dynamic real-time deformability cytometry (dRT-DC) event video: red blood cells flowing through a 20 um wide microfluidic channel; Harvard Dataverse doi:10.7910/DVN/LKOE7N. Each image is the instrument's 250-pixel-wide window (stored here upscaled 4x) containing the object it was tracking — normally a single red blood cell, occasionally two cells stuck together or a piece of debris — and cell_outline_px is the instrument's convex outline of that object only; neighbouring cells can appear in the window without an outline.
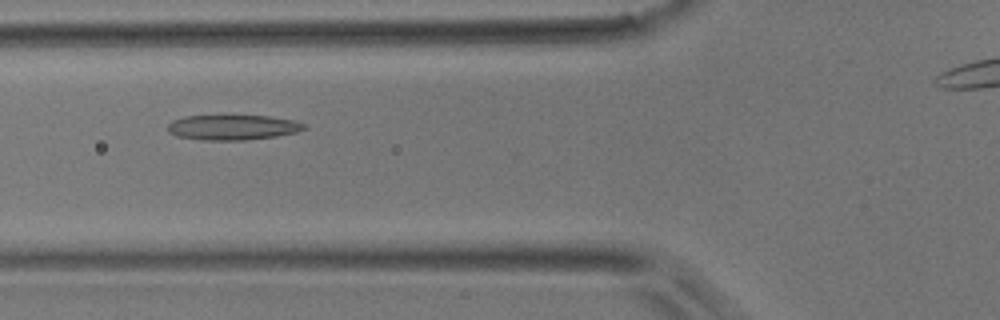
{"species": "common noctule bat (a hibernating species)", "species_latin": "Nyctalus noctula", "temperature_condition": "room temperature", "stored_images_in_passage": 42, "camera_frame_rate_fps": 3000, "um_per_image_px": 0.085, "animal": {"sex": "male", "body_mass_g": 17.9}, "frame": {"image": 1, "passage_image": 16, "time_ms": 5.0, "image_size_px": [1000, 320], "cell_outline_px": [[308, 128], [296, 132], [276, 136], [244, 140], [200, 140], [176, 136], [168, 132], [168, 124], [172, 120], [184, 116], [268, 116], [292, 120], [304, 124]], "centroid_in_image_um": [19.74, 10.83], "position_along_channel_um": 106.1, "area_um2": 19.88}}
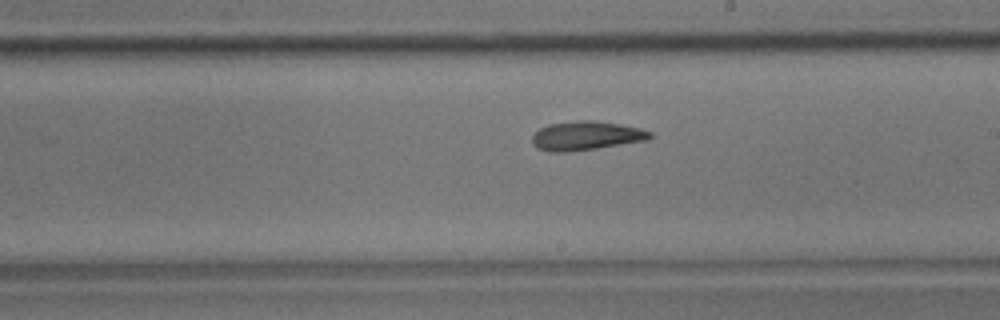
{"frame": {"image": 2, "passage_image": 26, "time_ms": 8.333, "image_size_px": [1000, 320], "cell_outline_px": [[652, 136], [648, 140], [596, 148], [568, 152], [548, 152], [536, 148], [532, 144], [532, 136], [540, 128], [548, 124], [576, 120], [596, 120], [620, 124], [640, 128], [652, 132]], "centroid_in_image_um": [49.8, 11.53], "position_along_channel_um": 239.2, "area_um2": 20.06}}
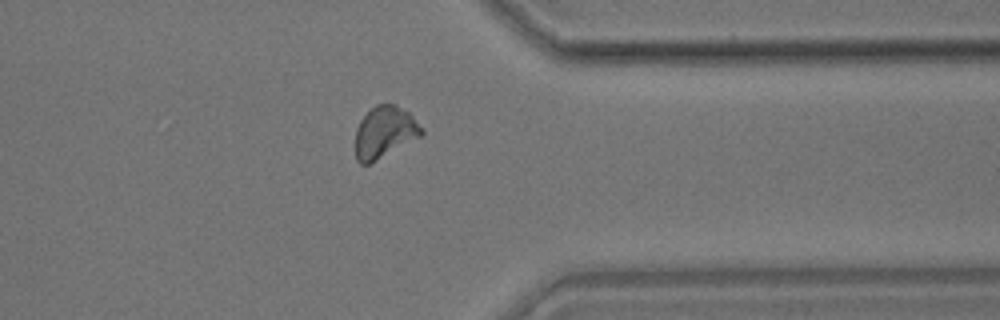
{"frame": {"image": 3, "passage_image": 37, "time_ms": 12.0, "image_size_px": [1000, 320], "cell_outline_px": [[424, 132], [420, 136], [376, 160], [368, 164], [360, 164], [356, 160], [356, 128], [360, 120], [376, 104], [396, 104], [408, 112], [424, 128]], "centroid_in_image_um": [32.69, 11.22], "position_along_channel_um": 378.7, "area_um2": 19.65}}